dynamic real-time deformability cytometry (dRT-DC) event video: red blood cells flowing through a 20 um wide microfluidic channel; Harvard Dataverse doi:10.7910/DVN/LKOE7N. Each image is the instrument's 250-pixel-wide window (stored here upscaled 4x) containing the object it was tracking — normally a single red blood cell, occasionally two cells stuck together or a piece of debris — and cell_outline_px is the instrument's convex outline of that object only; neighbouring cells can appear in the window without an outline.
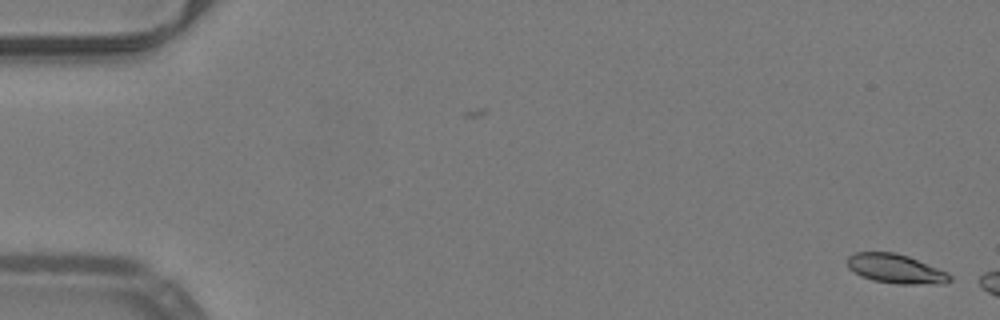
{"species": "common noctule bat (a hibernating species)", "species_latin": "Nyctalus noctula", "temperature_condition": "warm", "stored_images_in_passage": 6, "camera_frame_rate_fps": 3000, "um_per_image_px": 0.085, "animal": {"sex": "male", "body_mass_g": 19.2, "forearm_length_mm": 51.8}, "frame": {"image": 1, "passage_image": 1, "time_ms": 0.0, "image_size_px": [1000, 320], "cell_outline_px": [[952, 280], [944, 284], [896, 284], [872, 280], [860, 276], [848, 268], [848, 256], [856, 252], [892, 252], [908, 256], [948, 272], [952, 276]], "centroid_in_image_um": [76.15, 22.86], "position_along_channel_um": 8.8, "area_um2": 17.57}}